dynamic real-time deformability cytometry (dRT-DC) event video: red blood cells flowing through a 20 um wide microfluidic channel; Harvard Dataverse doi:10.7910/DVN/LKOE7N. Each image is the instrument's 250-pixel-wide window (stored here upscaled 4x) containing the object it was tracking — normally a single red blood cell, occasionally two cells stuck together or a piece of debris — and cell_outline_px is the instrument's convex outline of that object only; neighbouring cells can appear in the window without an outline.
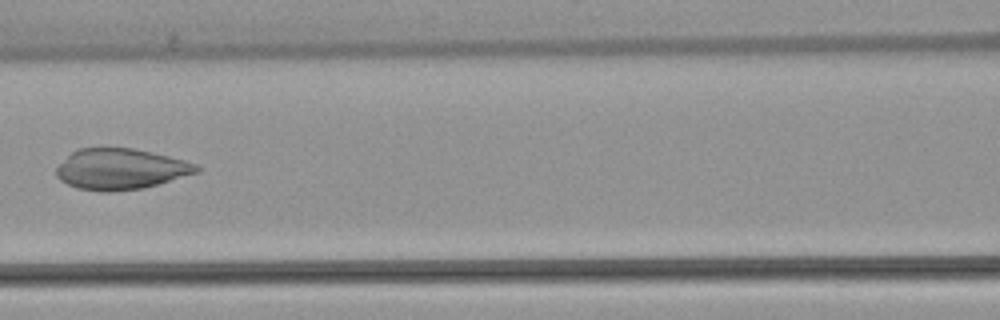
{"species": "common noctule bat (a hibernating species)", "species_latin": "Nyctalus noctula", "temperature_condition": "warm", "stored_images_in_passage": 5, "camera_frame_rate_fps": 3000, "um_per_image_px": 0.085, "animal": {"sex": "female", "body_mass_g": 22.7, "forearm_length_mm": 54.2}, "frame": {"image": 1, "passage_image": 5, "time_ms": 7.333, "image_size_px": [1000, 320], "cell_outline_px": [[200, 172], [144, 188], [108, 192], [104, 192], [76, 188], [60, 180], [56, 176], [56, 168], [72, 152], [80, 148], [132, 148], [168, 156], [184, 160], [196, 164], [200, 168]], "centroid_in_image_um": [10.26, 14.38], "position_along_channel_um": 156.3, "area_um2": 33.23}}